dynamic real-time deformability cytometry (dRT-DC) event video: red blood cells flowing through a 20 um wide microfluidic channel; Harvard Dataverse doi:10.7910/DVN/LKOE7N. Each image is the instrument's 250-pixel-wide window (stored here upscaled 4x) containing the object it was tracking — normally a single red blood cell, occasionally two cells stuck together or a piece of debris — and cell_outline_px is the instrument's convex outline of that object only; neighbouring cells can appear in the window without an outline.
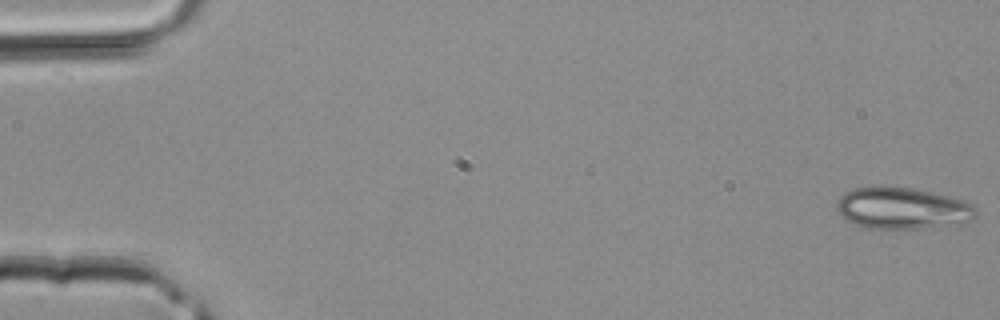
{"species": "common noctule bat (a hibernating species)", "species_latin": "Nyctalus noctula", "temperature_condition": "room temperature", "stored_images_in_passage": 40, "camera_frame_rate_fps": 3000, "um_per_image_px": 0.085, "animal": {"sex": "male", "body_mass_g": 20.4}, "frame": {"image": 1, "passage_image": 1, "time_ms": 0.0, "image_size_px": [1000, 320], "cell_outline_px": [[980, 212], [972, 220], [960, 224], [920, 228], [868, 228], [844, 220], [836, 208], [836, 200], [844, 192], [852, 188], [876, 184], [884, 184], [912, 188], [964, 200], [972, 204]], "centroid_in_image_um": [76.67, 17.67], "position_along_channel_um": 8.3, "area_um2": 34.51}}
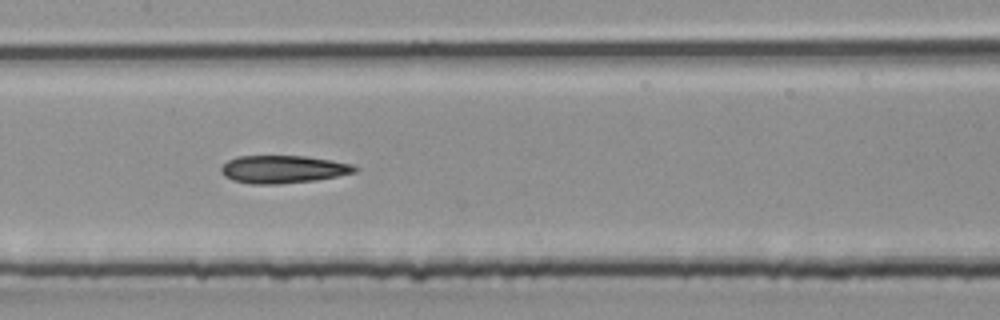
{"frame": {"image": 2, "passage_image": 20, "time_ms": 6.333, "image_size_px": [1000, 320], "cell_outline_px": [[360, 168], [356, 172], [316, 180], [276, 184], [252, 184], [232, 180], [224, 176], [220, 172], [220, 168], [228, 160], [236, 156], [304, 156], [332, 160], [352, 164]], "centroid_in_image_um": [24.05, 14.38], "position_along_channel_um": 183.3, "area_um2": 21.68}}
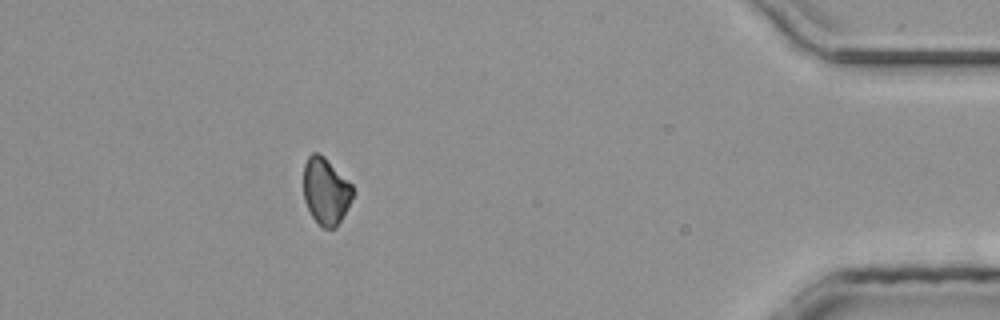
{"frame": {"image": 3, "passage_image": 36, "time_ms": 11.667, "image_size_px": [1000, 320], "cell_outline_px": [[352, 196], [336, 228], [324, 228], [312, 216], [304, 200], [304, 164], [308, 156], [312, 152], [316, 152], [324, 156], [352, 184]], "centroid_in_image_um": [27.67, 16.21], "position_along_channel_um": 407.5, "area_um2": 18.79}}